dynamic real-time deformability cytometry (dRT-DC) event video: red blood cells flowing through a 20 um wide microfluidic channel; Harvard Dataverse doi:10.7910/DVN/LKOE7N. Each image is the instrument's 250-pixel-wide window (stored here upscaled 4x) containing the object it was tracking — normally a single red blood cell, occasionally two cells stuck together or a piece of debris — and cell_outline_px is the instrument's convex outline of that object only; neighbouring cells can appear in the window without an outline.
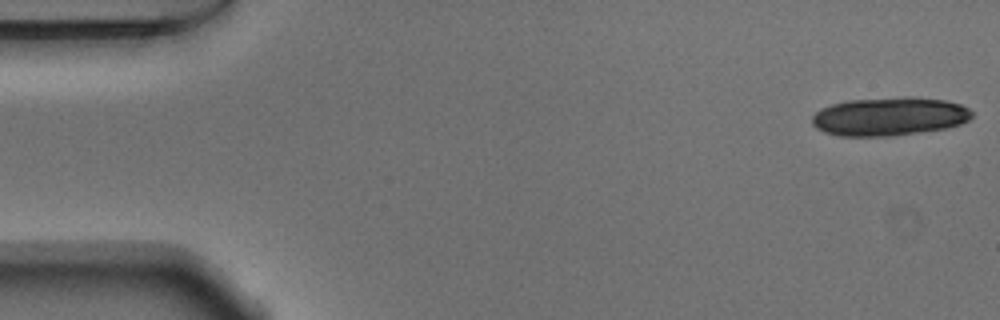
{"species": "Egyptian fruit bat (a non-hibernating species)", "species_latin": "Rousettus aegyptiacus", "temperature_condition": "warm", "stored_images_in_passage": 17, "camera_frame_rate_fps": 3000, "um_per_image_px": 0.085, "animal": {"sex": "male"}, "frame": {"image": 1, "passage_image": 1, "time_ms": 0.0, "image_size_px": [1000, 320], "cell_outline_px": [[972, 116], [968, 120], [960, 124], [944, 128], [892, 136], [840, 136], [824, 132], [816, 128], [812, 124], [812, 116], [820, 108], [832, 104], [848, 100], [900, 96], [912, 96], [944, 100], [960, 104], [968, 108], [972, 112]], "centroid_in_image_um": [75.56, 9.88], "position_along_channel_um": 9.4, "area_um2": 36.01}}